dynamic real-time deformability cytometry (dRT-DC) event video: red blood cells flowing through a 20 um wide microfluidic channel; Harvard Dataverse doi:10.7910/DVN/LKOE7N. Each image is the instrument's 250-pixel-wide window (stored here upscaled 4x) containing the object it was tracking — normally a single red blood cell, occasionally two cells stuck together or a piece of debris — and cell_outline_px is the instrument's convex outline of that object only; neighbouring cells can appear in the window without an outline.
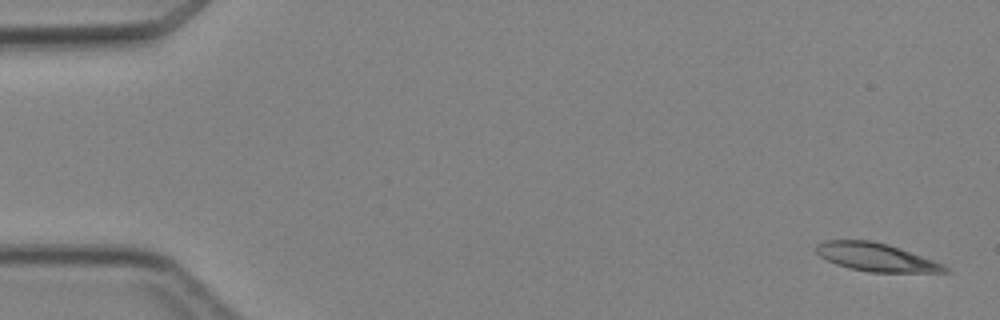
{"species": "Egyptian fruit bat (a non-hibernating species)", "species_latin": "Rousettus aegyptiacus", "temperature_condition": "cold", "stored_images_in_passage": 6, "camera_frame_rate_fps": 3000, "um_per_image_px": 0.085, "animal": {"sex": "female"}, "frame": {"image": 1, "passage_image": 1, "time_ms": 0.0, "image_size_px": [1000, 320], "cell_outline_px": [[952, 272], [868, 272], [848, 268], [836, 264], [820, 256], [816, 252], [816, 244], [824, 240], [872, 240], [888, 244], [900, 248], [944, 264]], "centroid_in_image_um": [74.46, 21.86], "position_along_channel_um": 10.5, "area_um2": 21.15}}
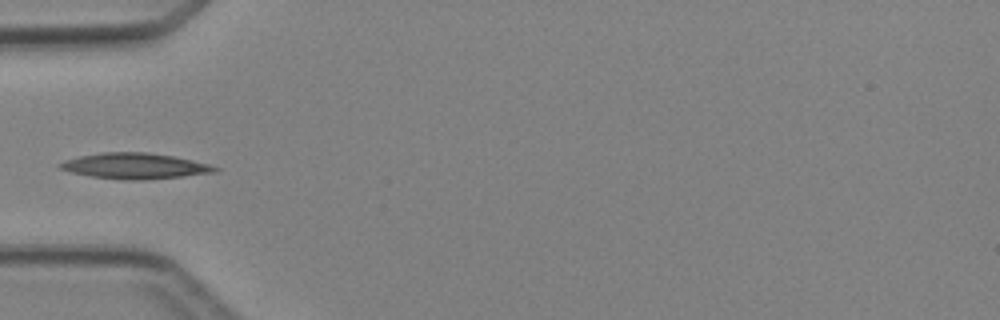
{"frame": {"image": 2, "passage_image": 5, "time_ms": 4.667, "image_size_px": [1000, 320], "cell_outline_px": [[220, 168], [216, 172], [184, 176], [144, 180], [124, 180], [92, 176], [72, 172], [60, 168], [56, 164], [64, 160], [80, 156], [100, 152], [148, 152], [172, 156], [192, 160], [208, 164]], "centroid_in_image_um": [11.45, 14.1], "position_along_channel_um": 73.5, "area_um2": 23.18}}
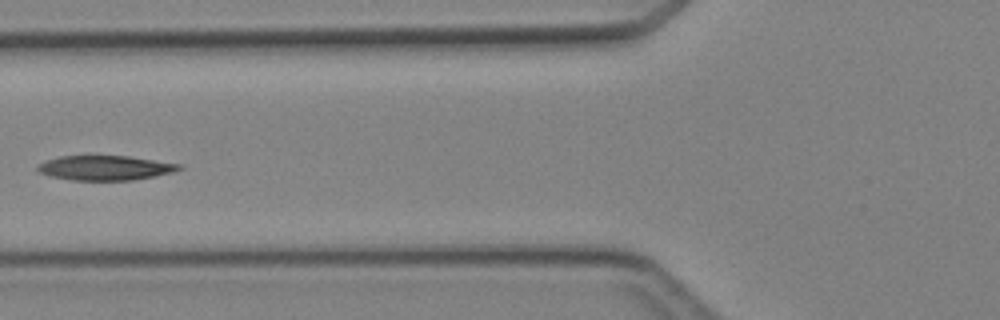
{"frame": {"image": 3, "passage_image": 6, "time_ms": 5.667, "image_size_px": [1000, 320], "cell_outline_px": [[184, 168], [176, 172], [156, 176], [132, 180], [72, 180], [48, 176], [40, 172], [36, 168], [40, 164], [48, 160], [60, 156], [128, 156], [184, 164]], "centroid_in_image_um": [9.03, 14.27], "position_along_channel_um": 116.8, "area_um2": 20.46}}